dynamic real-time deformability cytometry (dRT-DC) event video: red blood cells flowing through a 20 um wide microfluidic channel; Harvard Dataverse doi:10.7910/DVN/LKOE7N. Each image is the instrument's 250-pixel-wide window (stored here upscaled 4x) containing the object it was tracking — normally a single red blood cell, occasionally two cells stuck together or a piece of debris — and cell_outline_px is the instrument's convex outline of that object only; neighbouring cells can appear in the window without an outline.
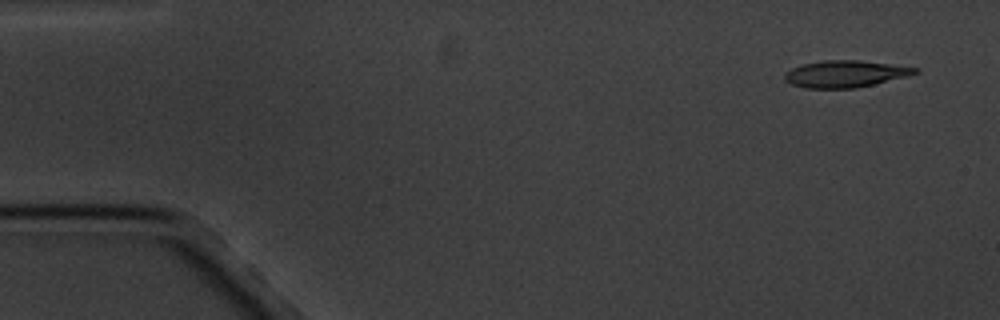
{"species": "common noctule bat (a hibernating species)", "species_latin": "Nyctalus noctula", "temperature_condition": "cold", "stored_images_in_passage": 5, "camera_frame_rate_fps": 3000, "um_per_image_px": 0.085, "animal": {"sex": "male", "body_mass_g": 20.1, "forearm_length_mm": 53.5}, "frame": {"image": 1, "passage_image": 1, "time_ms": 0.0, "image_size_px": [1000, 320], "cell_outline_px": [[920, 72], [908, 76], [856, 88], [804, 88], [792, 84], [784, 80], [784, 72], [792, 68], [804, 64], [824, 60], [856, 60], [920, 68]], "centroid_in_image_um": [71.84, 6.28], "position_along_channel_um": 13.2, "area_um2": 20.29}}
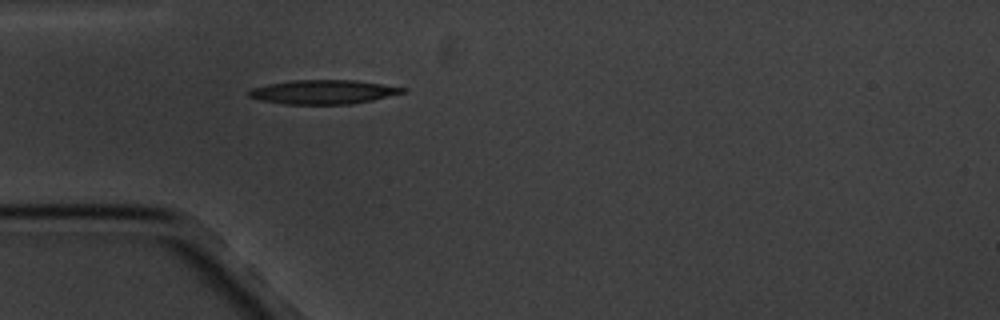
{"frame": {"image": 2, "passage_image": 5, "time_ms": 4.333, "image_size_px": [1000, 320], "cell_outline_px": [[408, 92], [372, 100], [352, 104], [284, 104], [260, 100], [248, 96], [248, 92], [252, 88], [268, 84], [292, 80], [356, 80], [408, 88]], "centroid_in_image_um": [27.52, 7.81], "position_along_channel_um": 57.5, "area_um2": 21.68}}